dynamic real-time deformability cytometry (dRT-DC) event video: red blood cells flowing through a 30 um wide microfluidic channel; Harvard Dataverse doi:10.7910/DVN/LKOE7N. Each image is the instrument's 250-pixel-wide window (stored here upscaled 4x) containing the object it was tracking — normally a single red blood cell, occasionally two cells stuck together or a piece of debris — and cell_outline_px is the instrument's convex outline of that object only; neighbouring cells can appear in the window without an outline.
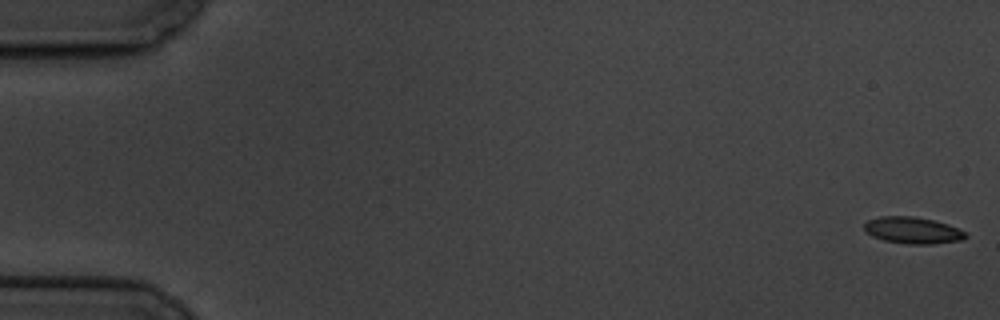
{"species": "common noctule bat (a hibernating species)", "species_latin": "Nyctalus noctula", "temperature_condition": "cold", "stored_images_in_passage": 5, "camera_frame_rate_fps": 3000, "um_per_image_px": 0.085, "animal": {"sex": "male", "body_mass_g": 19.5, "forearm_length_mm": 54.6}, "frame": {"image": 1, "passage_image": 1, "time_ms": 0.0, "image_size_px": [1000, 320], "cell_outline_px": [[968, 236], [960, 240], [932, 244], [908, 244], [884, 240], [872, 236], [864, 232], [864, 224], [868, 220], [880, 216], [912, 216], [932, 220], [948, 224], [964, 232]], "centroid_in_image_um": [77.53, 19.57], "position_along_channel_um": 7.5, "area_um2": 15.61}}
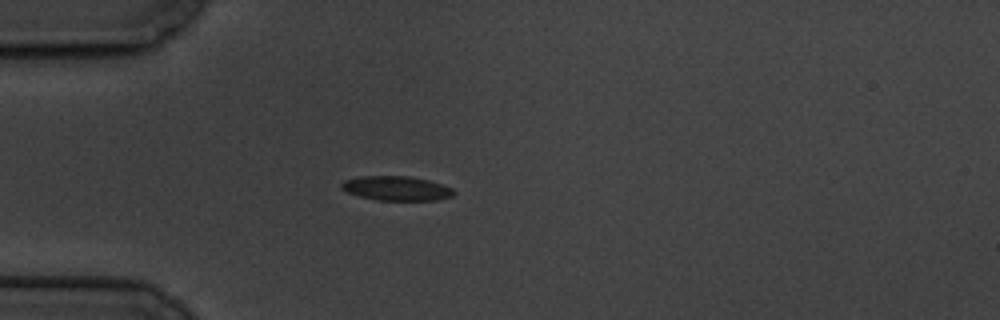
{"frame": {"image": 2, "passage_image": 5, "time_ms": 5.333, "image_size_px": [1000, 320], "cell_outline_px": [[456, 192], [452, 196], [436, 200], [376, 200], [360, 196], [348, 192], [340, 188], [340, 184], [344, 180], [360, 176], [408, 176], [428, 180], [452, 188]], "centroid_in_image_um": [33.68, 16.0], "position_along_channel_um": 51.3, "area_um2": 15.9}}